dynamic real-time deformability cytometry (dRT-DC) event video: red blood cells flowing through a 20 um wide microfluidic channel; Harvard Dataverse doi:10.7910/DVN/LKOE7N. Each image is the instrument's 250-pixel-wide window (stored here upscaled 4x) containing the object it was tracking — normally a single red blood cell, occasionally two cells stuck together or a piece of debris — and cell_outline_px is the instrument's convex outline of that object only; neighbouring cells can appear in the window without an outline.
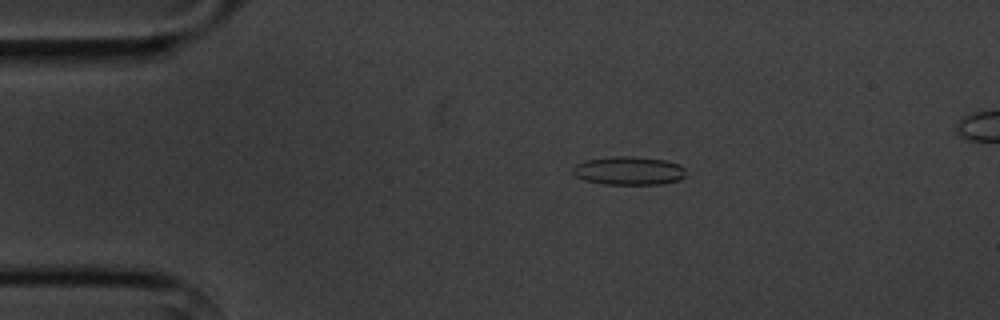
{"species": "common noctule bat (a hibernating species)", "species_latin": "Nyctalus noctula", "temperature_condition": "cold", "stored_images_in_passage": 7, "camera_frame_rate_fps": 3000, "um_per_image_px": 0.085, "animal": {"sex": "male", "body_mass_g": 20.1, "forearm_length_mm": 53.5}, "frame": {"image": 1, "passage_image": 3, "time_ms": 2.333, "image_size_px": [1000, 320], "cell_outline_px": [[684, 176], [680, 180], [664, 184], [604, 184], [584, 180], [576, 176], [572, 172], [572, 168], [576, 164], [584, 160], [616, 156], [632, 156], [664, 160], [680, 164], [684, 168]], "centroid_in_image_um": [53.44, 14.51], "position_along_channel_um": 31.6, "area_um2": 18.79}}
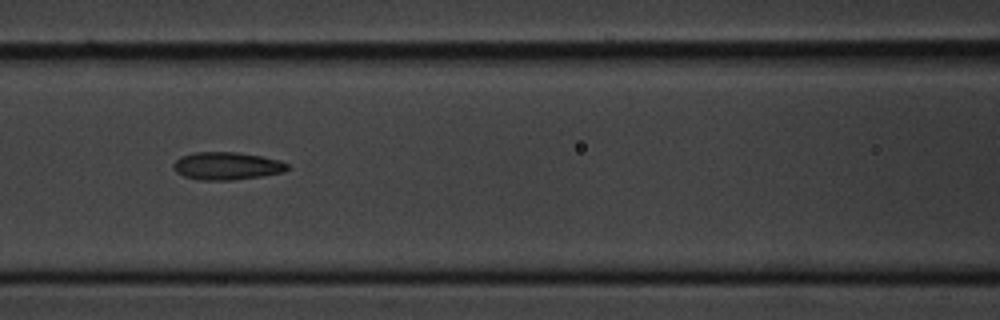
{"frame": {"image": 2, "passage_image": 6, "time_ms": 6.667, "image_size_px": [1000, 320], "cell_outline_px": [[288, 168], [284, 172], [260, 176], [232, 180], [200, 180], [184, 176], [176, 172], [172, 164], [180, 156], [196, 152], [236, 152], [260, 156], [280, 160], [288, 164]], "centroid_in_image_um": [19.26, 14.1], "position_along_channel_um": 147.3, "area_um2": 18.32}}
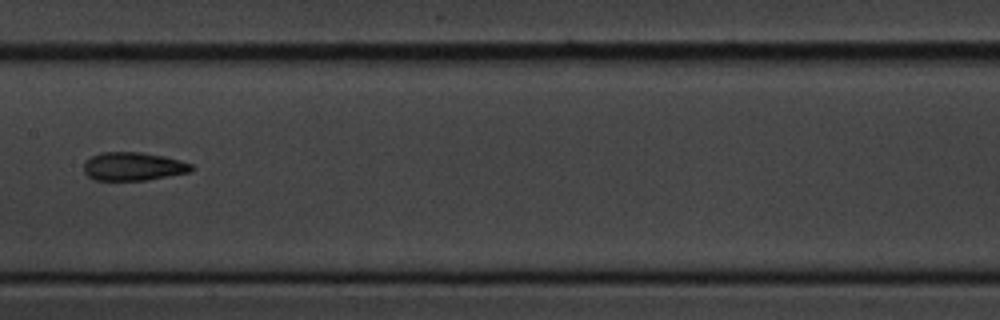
{"frame": {"image": 3, "passage_image": 7, "time_ms": 8.0, "image_size_px": [1000, 320], "cell_outline_px": [[196, 168], [192, 172], [144, 180], [96, 180], [88, 176], [84, 172], [84, 164], [92, 156], [100, 152], [140, 152], [164, 156], [192, 164]], "centroid_in_image_um": [11.36, 14.14], "position_along_channel_um": 196.0, "area_um2": 17.74}}